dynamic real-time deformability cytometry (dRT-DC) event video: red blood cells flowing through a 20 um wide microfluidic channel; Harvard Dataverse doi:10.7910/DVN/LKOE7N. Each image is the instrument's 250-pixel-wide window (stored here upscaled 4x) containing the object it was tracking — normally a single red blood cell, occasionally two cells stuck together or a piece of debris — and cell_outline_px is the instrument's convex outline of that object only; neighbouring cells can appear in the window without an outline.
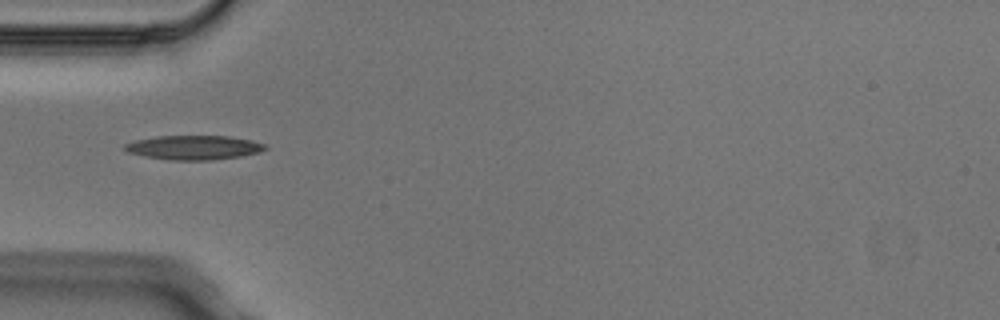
{"species": "Egyptian fruit bat (a non-hibernating species)", "species_latin": "Rousettus aegyptiacus", "temperature_condition": "cold", "stored_images_in_passage": 1, "camera_frame_rate_fps": 3000, "um_per_image_px": 0.085, "animal": {"sex": "male"}, "frame": {"image": 1, "passage_image": 1, "time_ms": 0.0, "image_size_px": [1000, 320], "cell_outline_px": [[268, 148], [260, 152], [240, 156], [212, 160], [168, 160], [144, 156], [128, 152], [124, 148], [124, 144], [136, 140], [156, 136], [228, 136], [252, 140], [268, 144]], "centroid_in_image_um": [16.51, 12.54], "position_along_channel_um": 68.5, "area_um2": 19.94}}